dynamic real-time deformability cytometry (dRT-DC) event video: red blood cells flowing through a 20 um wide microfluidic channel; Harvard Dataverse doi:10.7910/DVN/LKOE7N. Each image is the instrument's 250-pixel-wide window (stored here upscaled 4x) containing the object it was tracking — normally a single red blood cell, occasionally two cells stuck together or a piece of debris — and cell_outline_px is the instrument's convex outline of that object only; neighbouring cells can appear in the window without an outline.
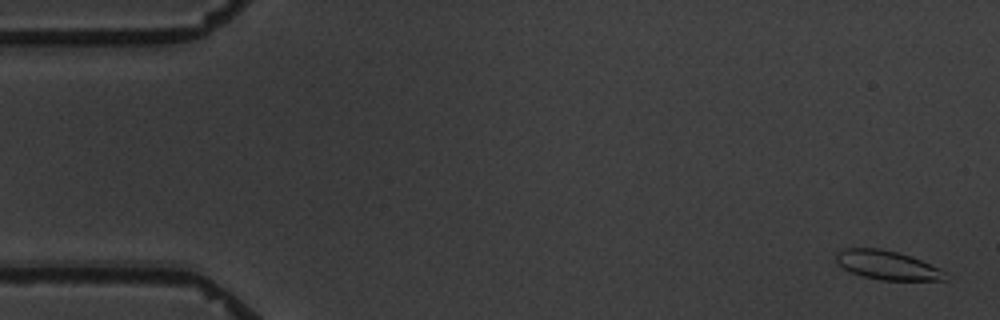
{"species": "common noctule bat (a hibernating species)", "species_latin": "Nyctalus noctula", "temperature_condition": "warm", "stored_images_in_passage": 6, "segment_of_instrument_passage": [1, 2], "camera_frame_rate_fps": 3000, "um_per_image_px": 0.085, "animal": {"sex": "male", "body_mass_g": 19.5, "forearm_length_mm": 54.6}, "frame": {"image": 1, "passage_image": 1, "time_ms": 0.0, "image_size_px": [1000, 320], "cell_outline_px": [[948, 280], [880, 280], [864, 276], [852, 272], [836, 264], [836, 252], [844, 248], [880, 248], [896, 252], [920, 260], [940, 268], [948, 272]], "centroid_in_image_um": [75.44, 22.54], "position_along_channel_um": 9.6, "area_um2": 18.44}}